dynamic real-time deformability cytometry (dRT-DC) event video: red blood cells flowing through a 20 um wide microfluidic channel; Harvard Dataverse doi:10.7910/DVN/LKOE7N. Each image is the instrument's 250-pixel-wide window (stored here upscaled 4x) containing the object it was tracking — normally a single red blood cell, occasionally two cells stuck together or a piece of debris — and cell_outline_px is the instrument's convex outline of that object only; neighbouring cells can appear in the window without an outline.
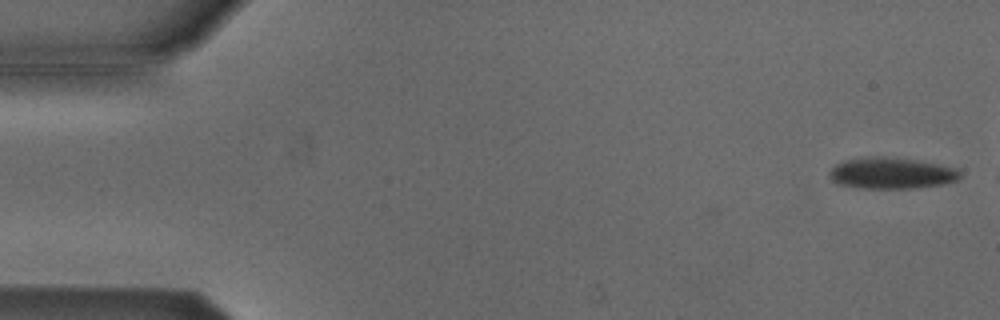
{"species": "Egyptian fruit bat (a non-hibernating species)", "species_latin": "Rousettus aegyptiacus", "temperature_condition": "cold", "stored_images_in_passage": 42, "camera_frame_rate_fps": 3000, "um_per_image_px": 0.085, "animal": {"sex": "male"}, "frame": {"image": 1, "passage_image": 1, "time_ms": 0.0, "image_size_px": [1000, 320], "cell_outline_px": [[960, 176], [956, 180], [940, 184], [912, 188], [864, 188], [836, 184], [828, 176], [828, 172], [836, 164], [844, 160], [872, 156], [884, 156], [916, 160], [956, 168], [960, 172]], "centroid_in_image_um": [75.7, 14.71], "position_along_channel_um": 9.3, "area_um2": 23.64}}
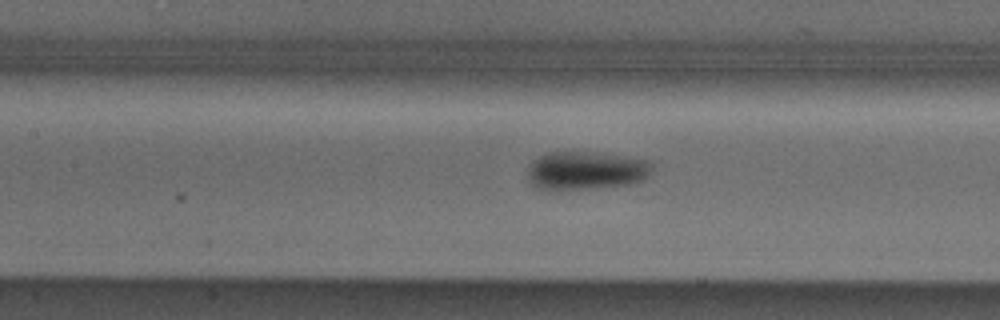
{"frame": {"image": 2, "passage_image": 23, "time_ms": 7.333, "image_size_px": [1000, 320], "cell_outline_px": [[652, 168], [648, 176], [644, 180], [632, 184], [580, 188], [536, 188], [528, 180], [528, 164], [532, 160], [548, 152], [588, 152], [620, 156], [648, 160], [652, 164]], "centroid_in_image_um": [49.79, 14.48], "position_along_channel_um": 157.6, "area_um2": 27.28}}
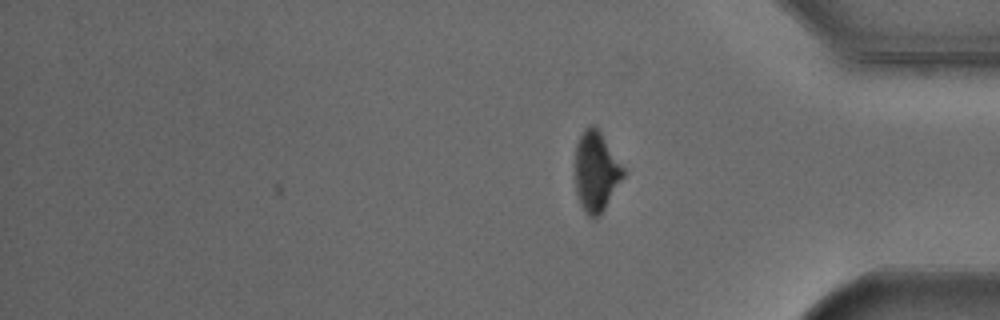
{"frame": {"image": 3, "passage_image": 42, "time_ms": 13.667, "image_size_px": [1000, 320], "cell_outline_px": [[624, 176], [604, 208], [596, 220], [592, 220], [588, 216], [580, 204], [576, 192], [576, 148], [580, 136], [584, 128], [588, 124], [592, 124], [600, 132], [624, 168]], "centroid_in_image_um": [50.65, 14.6], "position_along_channel_um": 384.5, "area_um2": 22.08}, "authors_computed_cell_mechanics": {"area_um2": 25.5765, "velocity_mm_per_s": 3.8282, "shape_relaxation_time_tau1_ms": 4.2854, "shape_relaxation_time_tau2_ms": null, "deformation_change_tau1": 0.0853, "deformation_change_tau2": null}}